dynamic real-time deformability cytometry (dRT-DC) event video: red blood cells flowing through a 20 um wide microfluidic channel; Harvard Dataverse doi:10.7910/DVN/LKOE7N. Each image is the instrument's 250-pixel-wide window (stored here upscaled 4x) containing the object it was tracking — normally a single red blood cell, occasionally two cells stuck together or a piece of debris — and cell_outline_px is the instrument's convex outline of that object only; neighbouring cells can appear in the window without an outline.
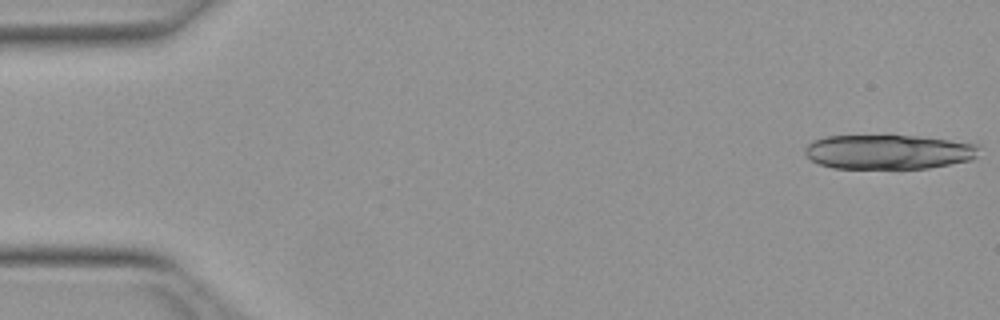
{"species": "Egyptian fruit bat (a non-hibernating species)", "species_latin": "Rousettus aegyptiacus", "temperature_condition": "warm", "stored_images_in_passage": 15, "camera_frame_rate_fps": 3000, "um_per_image_px": 0.085, "animal": {"sex": "female"}, "frame": {"image": 1, "passage_image": 1, "time_ms": 0.0, "image_size_px": [1000, 320], "cell_outline_px": [[980, 144], [976, 156], [972, 160], [928, 168], [832, 168], [820, 164], [812, 160], [804, 152], [804, 148], [812, 140], [828, 136], [916, 136]], "centroid_in_image_um": [75.52, 12.91], "position_along_channel_um": 9.5, "area_um2": 34.85}}